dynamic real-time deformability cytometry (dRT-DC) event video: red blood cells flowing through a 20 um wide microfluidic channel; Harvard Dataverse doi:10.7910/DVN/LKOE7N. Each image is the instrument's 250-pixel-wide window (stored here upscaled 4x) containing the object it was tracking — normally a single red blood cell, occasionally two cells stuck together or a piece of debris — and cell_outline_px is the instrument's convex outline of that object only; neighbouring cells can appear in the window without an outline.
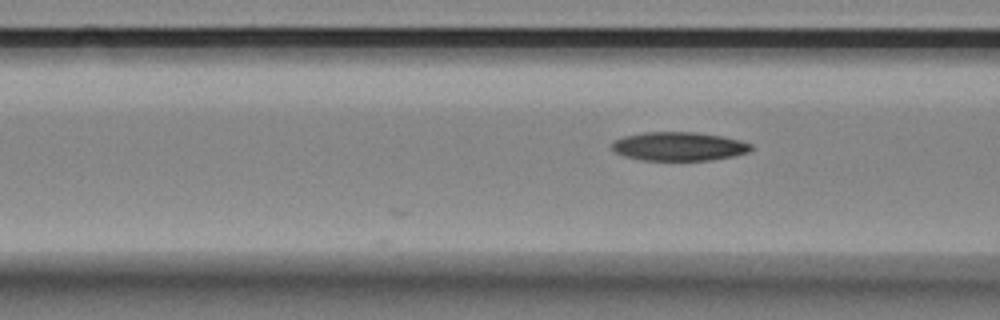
{"species": "Egyptian fruit bat (a non-hibernating species)", "species_latin": "Rousettus aegyptiacus", "temperature_condition": "room temperature", "stored_images_in_passage": 6, "camera_frame_rate_fps": 3000, "um_per_image_px": 0.085, "animal": {"sex": "female"}, "frame": {"image": 1, "passage_image": 6, "time_ms": 1.667, "image_size_px": [1000, 320], "cell_outline_px": [[752, 148], [748, 152], [732, 156], [712, 160], [640, 160], [624, 156], [616, 152], [612, 148], [612, 144], [616, 140], [624, 136], [644, 132], [696, 132], [720, 136], [740, 140], [752, 144]], "centroid_in_image_um": [57.71, 12.44], "position_along_channel_um": 108.9, "area_um2": 23.18}}